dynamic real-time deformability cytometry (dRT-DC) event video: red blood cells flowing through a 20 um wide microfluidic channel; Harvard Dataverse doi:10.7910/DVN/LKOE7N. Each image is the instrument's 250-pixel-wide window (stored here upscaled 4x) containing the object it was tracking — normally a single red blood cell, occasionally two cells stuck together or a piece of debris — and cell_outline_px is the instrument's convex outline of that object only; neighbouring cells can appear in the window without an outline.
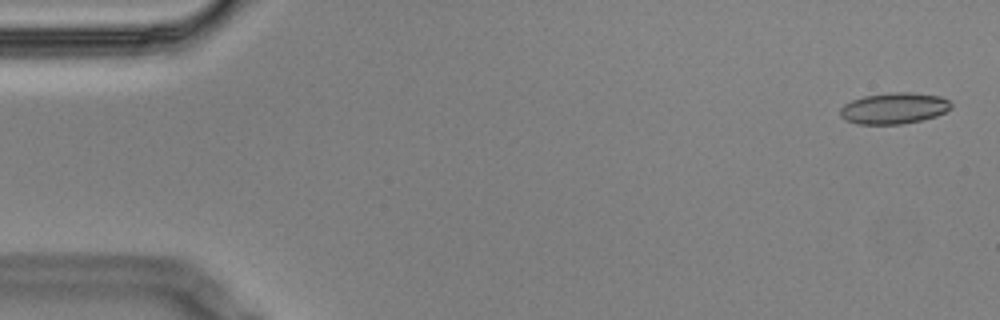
{"species": "Egyptian fruit bat (a non-hibernating species)", "species_latin": "Rousettus aegyptiacus", "temperature_condition": "cold", "stored_images_in_passage": 5, "camera_frame_rate_fps": 3000, "um_per_image_px": 0.085, "animal": {"sex": "male"}, "frame": {"image": 1, "passage_image": 1, "time_ms": 0.0, "image_size_px": [1000, 320], "cell_outline_px": [[952, 108], [936, 116], [920, 120], [900, 124], [856, 124], [844, 120], [840, 116], [840, 108], [844, 104], [852, 100], [864, 96], [892, 92], [912, 92], [940, 96], [948, 100], [952, 104]], "centroid_in_image_um": [75.97, 9.2], "position_along_channel_um": 9.0, "area_um2": 20.23}}